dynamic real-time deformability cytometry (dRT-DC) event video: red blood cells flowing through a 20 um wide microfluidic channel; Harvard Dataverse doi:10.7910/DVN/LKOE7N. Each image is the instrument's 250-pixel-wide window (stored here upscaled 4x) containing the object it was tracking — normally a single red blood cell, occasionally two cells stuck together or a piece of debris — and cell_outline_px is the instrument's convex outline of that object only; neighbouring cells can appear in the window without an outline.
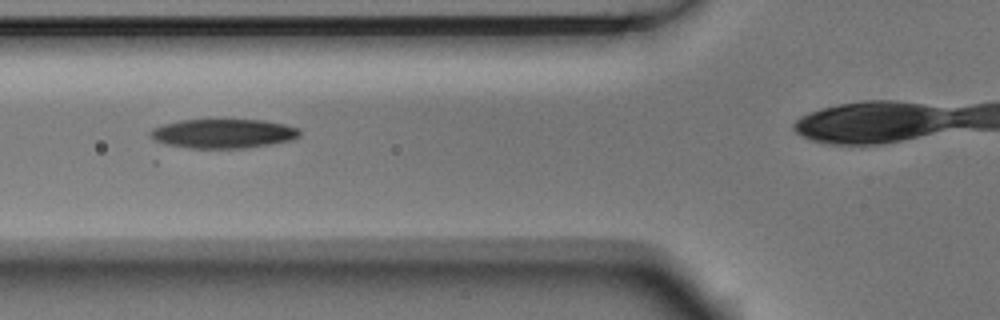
{"species": "Egyptian fruit bat (a non-hibernating species)", "species_latin": "Rousettus aegyptiacus", "temperature_condition": "room temperature", "stored_images_in_passage": 7, "camera_frame_rate_fps": 3000, "um_per_image_px": 0.085, "animal": {"sex": "male"}, "frame": {"image": 1, "passage_image": 4, "time_ms": 1.0, "image_size_px": [1000, 320], "cell_outline_px": [[300, 136], [292, 140], [244, 148], [188, 148], [164, 144], [152, 140], [148, 136], [148, 132], [152, 128], [164, 124], [180, 120], [264, 120], [284, 124], [300, 128]], "centroid_in_image_um": [18.93, 11.35], "position_along_channel_um": 106.9, "area_um2": 25.61}}
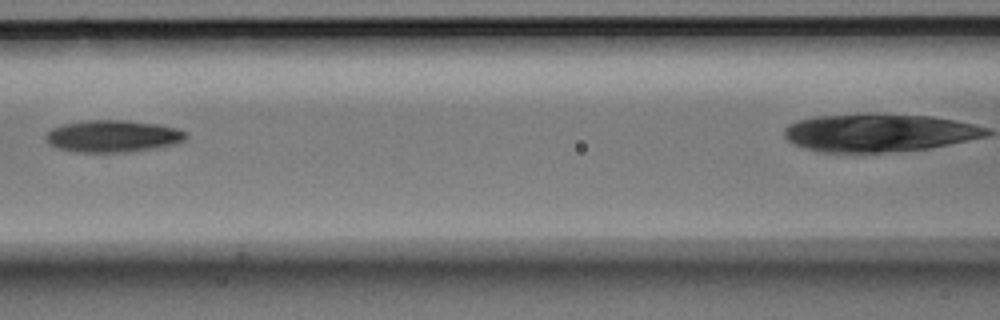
{"frame": {"image": 2, "passage_image": 5, "time_ms": 1.333, "image_size_px": [1000, 320], "cell_outline_px": [[188, 136], [180, 144], [156, 148], [128, 152], [72, 152], [56, 148], [48, 144], [44, 136], [52, 128], [64, 124], [92, 120], [124, 120], [160, 124], [176, 128], [188, 132]], "centroid_in_image_um": [9.63, 11.59], "position_along_channel_um": 157.0, "area_um2": 26.53}}
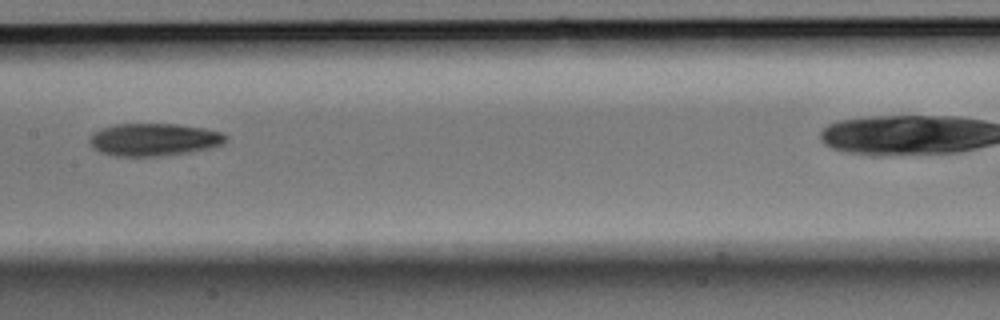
{"frame": {"image": 3, "passage_image": 6, "time_ms": 1.667, "image_size_px": [1000, 320], "cell_outline_px": [[228, 140], [224, 144], [212, 148], [188, 152], [160, 156], [112, 156], [100, 152], [92, 148], [88, 144], [88, 140], [100, 128], [116, 124], [176, 124], [204, 128], [224, 132], [228, 136]], "centroid_in_image_um": [13.11, 11.87], "position_along_channel_um": 194.3, "area_um2": 26.18}}